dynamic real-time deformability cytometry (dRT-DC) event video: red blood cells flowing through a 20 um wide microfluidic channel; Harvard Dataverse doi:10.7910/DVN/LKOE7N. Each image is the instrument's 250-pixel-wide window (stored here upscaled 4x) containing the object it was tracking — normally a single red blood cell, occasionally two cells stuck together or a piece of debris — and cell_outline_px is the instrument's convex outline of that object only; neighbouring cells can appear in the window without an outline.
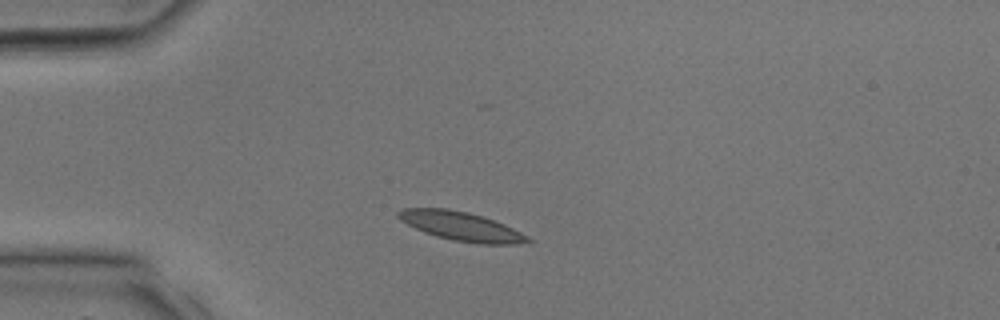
{"species": "common noctule bat (a hibernating species)", "species_latin": "Nyctalus noctula", "temperature_condition": "room temperature", "stored_images_in_passage": 28, "camera_frame_rate_fps": 3000, "um_per_image_px": 0.085, "animal": {"sex": "male", "body_mass_g": 17.9, "forearm_length_mm": 54.2}, "frame": {"image": 1, "passage_image": 4, "time_ms": 1.0, "image_size_px": [1000, 320], "cell_outline_px": [[532, 240], [516, 244], [480, 244], [456, 240], [436, 236], [424, 232], [400, 220], [396, 216], [396, 212], [404, 208], [448, 208], [468, 212], [504, 224], [528, 236]], "centroid_in_image_um": [39.16, 19.22], "position_along_channel_um": 45.8, "area_um2": 21.5}}
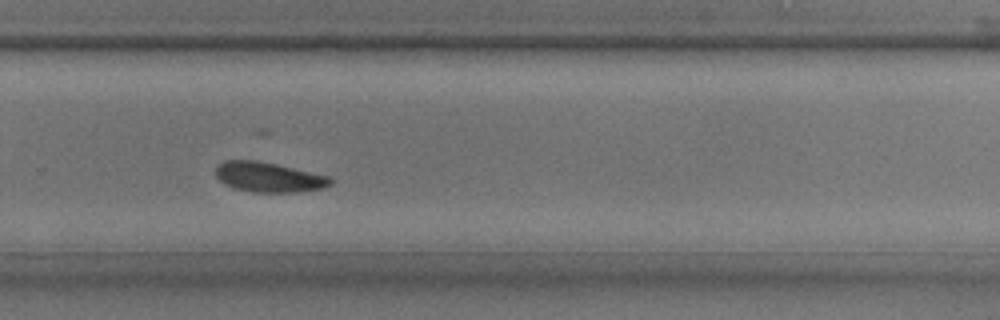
{"frame": {"image": 2, "passage_image": 18, "time_ms": 5.667, "image_size_px": [1000, 320], "cell_outline_px": [[332, 184], [324, 188], [296, 192], [252, 192], [236, 188], [224, 184], [216, 176], [216, 168], [224, 160], [256, 160], [276, 164], [328, 176], [332, 180]], "centroid_in_image_um": [22.83, 15.06], "position_along_channel_um": 307.0, "area_um2": 19.83}}
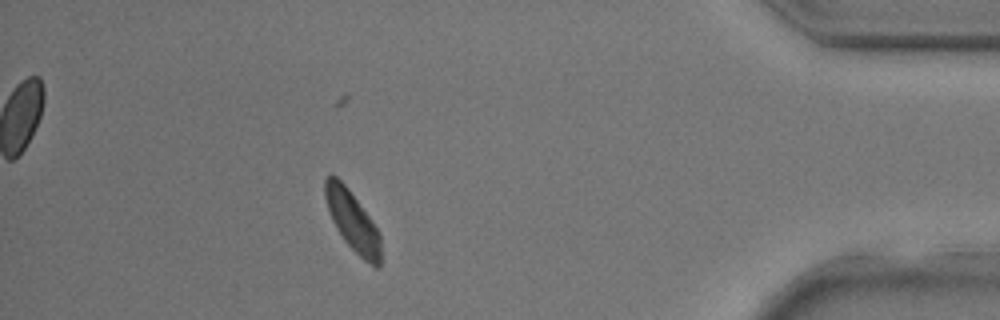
{"frame": {"image": 3, "passage_image": 25, "time_ms": 8.0, "image_size_px": [1000, 320], "cell_outline_px": [[380, 264], [376, 268], [364, 260], [344, 240], [336, 228], [332, 220], [324, 196], [324, 180], [328, 176], [336, 176], [348, 188], [380, 232]], "centroid_in_image_um": [29.96, 18.79], "position_along_channel_um": 405.2, "area_um2": 19.07}}